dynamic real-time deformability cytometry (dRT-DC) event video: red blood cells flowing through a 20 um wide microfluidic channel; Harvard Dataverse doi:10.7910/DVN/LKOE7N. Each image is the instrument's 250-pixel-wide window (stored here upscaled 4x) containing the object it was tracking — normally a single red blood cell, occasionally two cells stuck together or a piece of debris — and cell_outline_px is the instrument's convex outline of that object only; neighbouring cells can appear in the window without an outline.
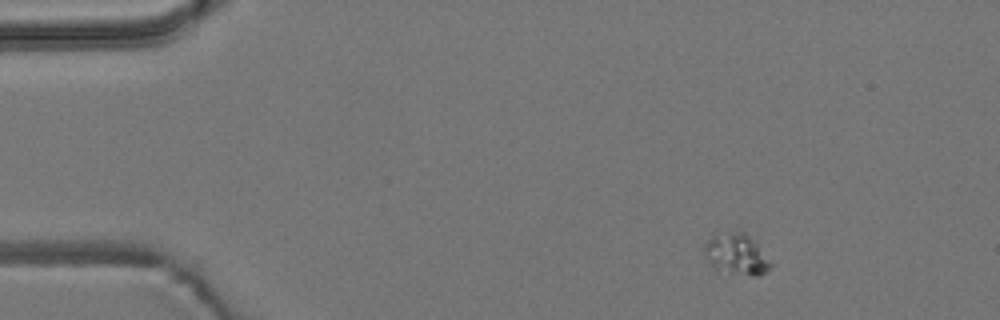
{"species": "common noctule bat (a hibernating species)", "species_latin": "Nyctalus noctula", "temperature_condition": "room temperature", "stored_images_in_passage": 6, "camera_frame_rate_fps": 3000, "um_per_image_px": 0.085, "animal": {"sex": "male", "body_mass_g": 19.2, "forearm_length_mm": 51.8}, "frame": {"image": 1, "passage_image": 1, "time_ms": 0.0, "image_size_px": [1000, 320], "cell_outline_px": [[772, 268], [760, 276], [752, 276], [716, 268], [704, 256], [704, 244], [712, 236], [736, 232], [744, 232], [756, 244], [772, 264]], "centroid_in_image_um": [62.61, 21.63], "position_along_channel_um": 22.4, "area_um2": 15.14}}
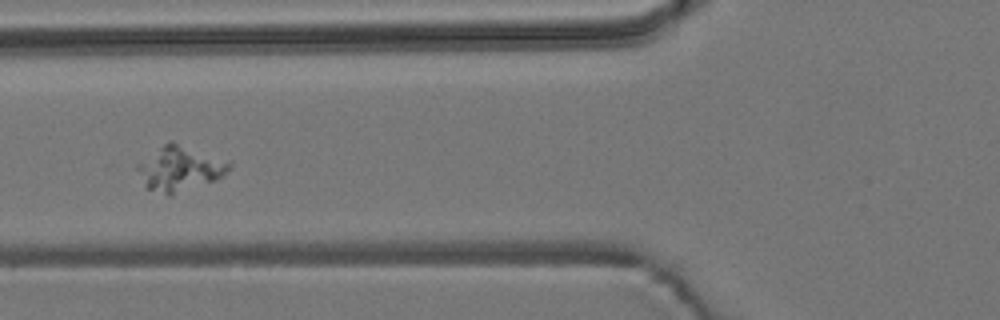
{"frame": {"image": 2, "passage_image": 5, "time_ms": 4.667, "image_size_px": [1000, 320], "cell_outline_px": [[232, 168], [216, 180], [172, 196], [168, 196], [148, 188], [144, 184], [136, 168], [136, 164], [164, 144], [172, 140], [232, 160]], "centroid_in_image_um": [15.36, 14.31], "position_along_channel_um": 110.4, "area_um2": 24.45}}
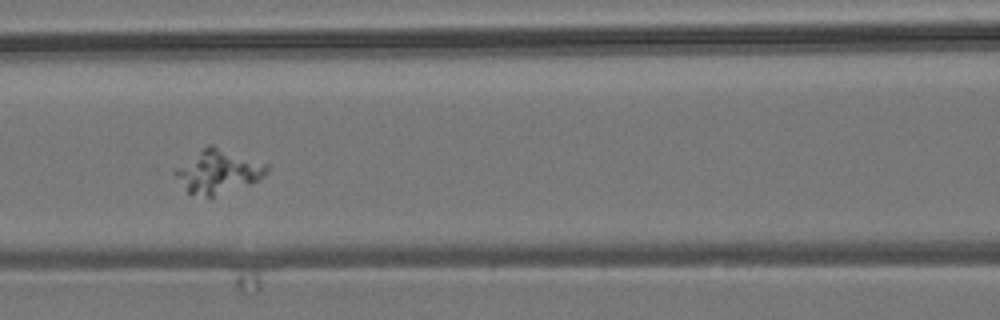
{"frame": {"image": 3, "passage_image": 6, "time_ms": 5.667, "image_size_px": [1000, 320], "cell_outline_px": [[268, 172], [256, 180], [248, 184], [212, 196], [208, 196], [188, 192], [172, 172], [176, 168], [208, 144], [212, 144], [268, 164]], "centroid_in_image_um": [18.55, 14.54], "position_along_channel_um": 148.1, "area_um2": 22.48}}